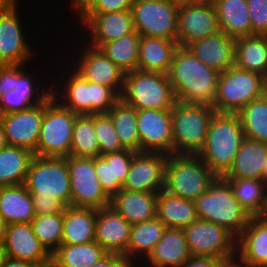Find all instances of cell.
<instances>
[{
	"label": "cell",
	"instance_id": "cell-1",
	"mask_svg": "<svg viewBox=\"0 0 267 267\" xmlns=\"http://www.w3.org/2000/svg\"><path fill=\"white\" fill-rule=\"evenodd\" d=\"M53 67V97L77 115L107 113L120 99L113 88L86 80L60 54Z\"/></svg>",
	"mask_w": 267,
	"mask_h": 267
},
{
	"label": "cell",
	"instance_id": "cell-2",
	"mask_svg": "<svg viewBox=\"0 0 267 267\" xmlns=\"http://www.w3.org/2000/svg\"><path fill=\"white\" fill-rule=\"evenodd\" d=\"M167 75L178 102L213 106L220 72L205 65L188 47L176 48Z\"/></svg>",
	"mask_w": 267,
	"mask_h": 267
},
{
	"label": "cell",
	"instance_id": "cell-3",
	"mask_svg": "<svg viewBox=\"0 0 267 267\" xmlns=\"http://www.w3.org/2000/svg\"><path fill=\"white\" fill-rule=\"evenodd\" d=\"M26 6H27V3L25 6L23 4V6L0 11V65L31 64L34 61H37L38 58H40L42 54H44L45 46L43 47V49H42V46L47 43L46 40L48 39V41L50 42L51 40L49 39H52L53 41V38H51L52 37L51 33L50 35L48 34L44 38L43 37L41 39L38 38L41 35L46 33L45 28L48 27L46 26L48 25L46 24V22H48L49 20L46 21L44 18L43 19L41 18V20H39V22L37 23L39 27L37 29L36 26L33 28V24H32L34 23L32 20H34L35 17H33V19L28 21V25L30 24V26L27 25V20H28L27 18L22 19V18H25V15H24L25 13L27 14L26 16H28L29 14L27 13V11L25 12V10L29 11V9H26ZM29 22H32V23H29ZM31 24H32V27H31ZM31 28L32 30L36 29V33H37V30L39 31L40 29L39 33H37L38 35L35 34V30H33L34 31L33 33V31H31ZM41 30L43 32L42 34H40ZM34 35L35 36L37 35L36 37L38 39L33 37ZM42 39L43 40L45 39V40L43 41ZM38 40L43 41L40 43V46H39L40 49L38 46H36V45H39V43L37 42Z\"/></svg>",
	"mask_w": 267,
	"mask_h": 267
},
{
	"label": "cell",
	"instance_id": "cell-4",
	"mask_svg": "<svg viewBox=\"0 0 267 267\" xmlns=\"http://www.w3.org/2000/svg\"><path fill=\"white\" fill-rule=\"evenodd\" d=\"M65 28V32L68 34L63 32L60 36V33H58V38L55 35L53 37L54 42L61 38V41L57 45L59 53H61L60 56L86 80L109 86L121 95L124 86L125 72L115 65L100 49L88 45L76 33H73V31L67 27ZM63 34L65 35L64 37H62ZM66 36H69V38H65Z\"/></svg>",
	"mask_w": 267,
	"mask_h": 267
},
{
	"label": "cell",
	"instance_id": "cell-5",
	"mask_svg": "<svg viewBox=\"0 0 267 267\" xmlns=\"http://www.w3.org/2000/svg\"><path fill=\"white\" fill-rule=\"evenodd\" d=\"M244 138L237 113L215 112L205 143L197 155L217 176H223L232 166Z\"/></svg>",
	"mask_w": 267,
	"mask_h": 267
},
{
	"label": "cell",
	"instance_id": "cell-6",
	"mask_svg": "<svg viewBox=\"0 0 267 267\" xmlns=\"http://www.w3.org/2000/svg\"><path fill=\"white\" fill-rule=\"evenodd\" d=\"M194 203L198 219L219 224L236 238L246 228L251 218L239 205L229 181L223 176H216L207 191Z\"/></svg>",
	"mask_w": 267,
	"mask_h": 267
},
{
	"label": "cell",
	"instance_id": "cell-7",
	"mask_svg": "<svg viewBox=\"0 0 267 267\" xmlns=\"http://www.w3.org/2000/svg\"><path fill=\"white\" fill-rule=\"evenodd\" d=\"M216 176L198 155L168 154L164 190L171 195L195 201L207 191Z\"/></svg>",
	"mask_w": 267,
	"mask_h": 267
},
{
	"label": "cell",
	"instance_id": "cell-8",
	"mask_svg": "<svg viewBox=\"0 0 267 267\" xmlns=\"http://www.w3.org/2000/svg\"><path fill=\"white\" fill-rule=\"evenodd\" d=\"M120 99L137 110L172 109L177 102L167 74L139 70L125 73Z\"/></svg>",
	"mask_w": 267,
	"mask_h": 267
},
{
	"label": "cell",
	"instance_id": "cell-9",
	"mask_svg": "<svg viewBox=\"0 0 267 267\" xmlns=\"http://www.w3.org/2000/svg\"><path fill=\"white\" fill-rule=\"evenodd\" d=\"M214 113L215 109L209 105L177 101L172 108L173 154L197 155L205 143Z\"/></svg>",
	"mask_w": 267,
	"mask_h": 267
},
{
	"label": "cell",
	"instance_id": "cell-10",
	"mask_svg": "<svg viewBox=\"0 0 267 267\" xmlns=\"http://www.w3.org/2000/svg\"><path fill=\"white\" fill-rule=\"evenodd\" d=\"M266 85L263 75L230 67L220 72L212 107L218 113H238L251 100L263 96Z\"/></svg>",
	"mask_w": 267,
	"mask_h": 267
},
{
	"label": "cell",
	"instance_id": "cell-11",
	"mask_svg": "<svg viewBox=\"0 0 267 267\" xmlns=\"http://www.w3.org/2000/svg\"><path fill=\"white\" fill-rule=\"evenodd\" d=\"M76 117L77 114L64 107L51 94L45 100V112L37 143V156H70Z\"/></svg>",
	"mask_w": 267,
	"mask_h": 267
},
{
	"label": "cell",
	"instance_id": "cell-12",
	"mask_svg": "<svg viewBox=\"0 0 267 267\" xmlns=\"http://www.w3.org/2000/svg\"><path fill=\"white\" fill-rule=\"evenodd\" d=\"M24 185L30 194L53 196L71 206V187L66 157H42L31 160Z\"/></svg>",
	"mask_w": 267,
	"mask_h": 267
},
{
	"label": "cell",
	"instance_id": "cell-13",
	"mask_svg": "<svg viewBox=\"0 0 267 267\" xmlns=\"http://www.w3.org/2000/svg\"><path fill=\"white\" fill-rule=\"evenodd\" d=\"M69 26L84 42L98 49L104 43L115 41L135 31L131 10L81 14Z\"/></svg>",
	"mask_w": 267,
	"mask_h": 267
},
{
	"label": "cell",
	"instance_id": "cell-14",
	"mask_svg": "<svg viewBox=\"0 0 267 267\" xmlns=\"http://www.w3.org/2000/svg\"><path fill=\"white\" fill-rule=\"evenodd\" d=\"M178 8L172 0H133L135 31L141 36L176 40Z\"/></svg>",
	"mask_w": 267,
	"mask_h": 267
},
{
	"label": "cell",
	"instance_id": "cell-15",
	"mask_svg": "<svg viewBox=\"0 0 267 267\" xmlns=\"http://www.w3.org/2000/svg\"><path fill=\"white\" fill-rule=\"evenodd\" d=\"M71 187V206L103 208L110 197L103 190L94 168V157H66Z\"/></svg>",
	"mask_w": 267,
	"mask_h": 267
},
{
	"label": "cell",
	"instance_id": "cell-16",
	"mask_svg": "<svg viewBox=\"0 0 267 267\" xmlns=\"http://www.w3.org/2000/svg\"><path fill=\"white\" fill-rule=\"evenodd\" d=\"M183 231L192 256L225 259L236 254L237 238L219 224L197 219Z\"/></svg>",
	"mask_w": 267,
	"mask_h": 267
},
{
	"label": "cell",
	"instance_id": "cell-17",
	"mask_svg": "<svg viewBox=\"0 0 267 267\" xmlns=\"http://www.w3.org/2000/svg\"><path fill=\"white\" fill-rule=\"evenodd\" d=\"M219 31L216 10L211 0L179 6L176 38L178 46L187 47L190 43Z\"/></svg>",
	"mask_w": 267,
	"mask_h": 267
},
{
	"label": "cell",
	"instance_id": "cell-18",
	"mask_svg": "<svg viewBox=\"0 0 267 267\" xmlns=\"http://www.w3.org/2000/svg\"><path fill=\"white\" fill-rule=\"evenodd\" d=\"M167 156L162 152H136L122 189L151 193L162 191L165 187Z\"/></svg>",
	"mask_w": 267,
	"mask_h": 267
},
{
	"label": "cell",
	"instance_id": "cell-19",
	"mask_svg": "<svg viewBox=\"0 0 267 267\" xmlns=\"http://www.w3.org/2000/svg\"><path fill=\"white\" fill-rule=\"evenodd\" d=\"M140 152L173 154L172 109L137 110Z\"/></svg>",
	"mask_w": 267,
	"mask_h": 267
},
{
	"label": "cell",
	"instance_id": "cell-20",
	"mask_svg": "<svg viewBox=\"0 0 267 267\" xmlns=\"http://www.w3.org/2000/svg\"><path fill=\"white\" fill-rule=\"evenodd\" d=\"M45 101L28 109L0 116L8 145L25 147L37 155V143Z\"/></svg>",
	"mask_w": 267,
	"mask_h": 267
},
{
	"label": "cell",
	"instance_id": "cell-21",
	"mask_svg": "<svg viewBox=\"0 0 267 267\" xmlns=\"http://www.w3.org/2000/svg\"><path fill=\"white\" fill-rule=\"evenodd\" d=\"M3 248L6 257L51 267V254L35 236L31 223L8 224Z\"/></svg>",
	"mask_w": 267,
	"mask_h": 267
},
{
	"label": "cell",
	"instance_id": "cell-22",
	"mask_svg": "<svg viewBox=\"0 0 267 267\" xmlns=\"http://www.w3.org/2000/svg\"><path fill=\"white\" fill-rule=\"evenodd\" d=\"M50 44H53L52 46L55 48V50ZM45 46H49L50 48L47 47V49H45L46 51L43 54L44 56L42 55V59L38 58L37 61H34L31 64L14 65V85L13 90H10L9 93L52 94V68L54 65V58L57 57L56 55L59 54V49L57 46L55 47L54 43L51 42L49 44H46ZM54 51L56 53H53ZM43 59L45 61H43ZM36 63L39 65H37ZM39 66L41 68H39ZM44 68H46V70Z\"/></svg>",
	"mask_w": 267,
	"mask_h": 267
},
{
	"label": "cell",
	"instance_id": "cell-23",
	"mask_svg": "<svg viewBox=\"0 0 267 267\" xmlns=\"http://www.w3.org/2000/svg\"><path fill=\"white\" fill-rule=\"evenodd\" d=\"M132 225L112 207L97 209L95 241L108 254H118L126 258Z\"/></svg>",
	"mask_w": 267,
	"mask_h": 267
},
{
	"label": "cell",
	"instance_id": "cell-24",
	"mask_svg": "<svg viewBox=\"0 0 267 267\" xmlns=\"http://www.w3.org/2000/svg\"><path fill=\"white\" fill-rule=\"evenodd\" d=\"M191 257L183 229L167 227L162 238L137 267H180Z\"/></svg>",
	"mask_w": 267,
	"mask_h": 267
},
{
	"label": "cell",
	"instance_id": "cell-25",
	"mask_svg": "<svg viewBox=\"0 0 267 267\" xmlns=\"http://www.w3.org/2000/svg\"><path fill=\"white\" fill-rule=\"evenodd\" d=\"M205 65L219 72L234 66L235 39L219 31L187 46Z\"/></svg>",
	"mask_w": 267,
	"mask_h": 267
},
{
	"label": "cell",
	"instance_id": "cell-26",
	"mask_svg": "<svg viewBox=\"0 0 267 267\" xmlns=\"http://www.w3.org/2000/svg\"><path fill=\"white\" fill-rule=\"evenodd\" d=\"M236 253L252 267H267V215L250 218L237 237Z\"/></svg>",
	"mask_w": 267,
	"mask_h": 267
},
{
	"label": "cell",
	"instance_id": "cell-27",
	"mask_svg": "<svg viewBox=\"0 0 267 267\" xmlns=\"http://www.w3.org/2000/svg\"><path fill=\"white\" fill-rule=\"evenodd\" d=\"M157 193L121 189L110 198V207L131 225L156 216Z\"/></svg>",
	"mask_w": 267,
	"mask_h": 267
},
{
	"label": "cell",
	"instance_id": "cell-28",
	"mask_svg": "<svg viewBox=\"0 0 267 267\" xmlns=\"http://www.w3.org/2000/svg\"><path fill=\"white\" fill-rule=\"evenodd\" d=\"M177 47V40L141 36L137 70L168 74Z\"/></svg>",
	"mask_w": 267,
	"mask_h": 267
},
{
	"label": "cell",
	"instance_id": "cell-29",
	"mask_svg": "<svg viewBox=\"0 0 267 267\" xmlns=\"http://www.w3.org/2000/svg\"><path fill=\"white\" fill-rule=\"evenodd\" d=\"M97 208L66 206L61 244L79 245L95 241Z\"/></svg>",
	"mask_w": 267,
	"mask_h": 267
},
{
	"label": "cell",
	"instance_id": "cell-30",
	"mask_svg": "<svg viewBox=\"0 0 267 267\" xmlns=\"http://www.w3.org/2000/svg\"><path fill=\"white\" fill-rule=\"evenodd\" d=\"M166 228V225L157 216L132 225L126 259L134 267H137L162 238Z\"/></svg>",
	"mask_w": 267,
	"mask_h": 267
},
{
	"label": "cell",
	"instance_id": "cell-31",
	"mask_svg": "<svg viewBox=\"0 0 267 267\" xmlns=\"http://www.w3.org/2000/svg\"><path fill=\"white\" fill-rule=\"evenodd\" d=\"M267 158V144L244 138L232 166L224 178H263V163Z\"/></svg>",
	"mask_w": 267,
	"mask_h": 267
},
{
	"label": "cell",
	"instance_id": "cell-32",
	"mask_svg": "<svg viewBox=\"0 0 267 267\" xmlns=\"http://www.w3.org/2000/svg\"><path fill=\"white\" fill-rule=\"evenodd\" d=\"M217 14L219 29L231 38L252 36L247 0H211Z\"/></svg>",
	"mask_w": 267,
	"mask_h": 267
},
{
	"label": "cell",
	"instance_id": "cell-33",
	"mask_svg": "<svg viewBox=\"0 0 267 267\" xmlns=\"http://www.w3.org/2000/svg\"><path fill=\"white\" fill-rule=\"evenodd\" d=\"M0 212L8 224L31 223L36 213L24 184L0 186Z\"/></svg>",
	"mask_w": 267,
	"mask_h": 267
},
{
	"label": "cell",
	"instance_id": "cell-34",
	"mask_svg": "<svg viewBox=\"0 0 267 267\" xmlns=\"http://www.w3.org/2000/svg\"><path fill=\"white\" fill-rule=\"evenodd\" d=\"M234 66L267 78V36L252 35L235 39Z\"/></svg>",
	"mask_w": 267,
	"mask_h": 267
},
{
	"label": "cell",
	"instance_id": "cell-35",
	"mask_svg": "<svg viewBox=\"0 0 267 267\" xmlns=\"http://www.w3.org/2000/svg\"><path fill=\"white\" fill-rule=\"evenodd\" d=\"M156 216L172 228H185L198 219L195 203L167 193L164 189L157 193Z\"/></svg>",
	"mask_w": 267,
	"mask_h": 267
},
{
	"label": "cell",
	"instance_id": "cell-36",
	"mask_svg": "<svg viewBox=\"0 0 267 267\" xmlns=\"http://www.w3.org/2000/svg\"><path fill=\"white\" fill-rule=\"evenodd\" d=\"M239 205L251 216L267 215V184L263 179L225 178Z\"/></svg>",
	"mask_w": 267,
	"mask_h": 267
},
{
	"label": "cell",
	"instance_id": "cell-37",
	"mask_svg": "<svg viewBox=\"0 0 267 267\" xmlns=\"http://www.w3.org/2000/svg\"><path fill=\"white\" fill-rule=\"evenodd\" d=\"M107 254L96 241L79 245L61 244L51 254V267H91Z\"/></svg>",
	"mask_w": 267,
	"mask_h": 267
},
{
	"label": "cell",
	"instance_id": "cell-38",
	"mask_svg": "<svg viewBox=\"0 0 267 267\" xmlns=\"http://www.w3.org/2000/svg\"><path fill=\"white\" fill-rule=\"evenodd\" d=\"M34 153L25 147L7 145L0 150V186L24 184Z\"/></svg>",
	"mask_w": 267,
	"mask_h": 267
},
{
	"label": "cell",
	"instance_id": "cell-39",
	"mask_svg": "<svg viewBox=\"0 0 267 267\" xmlns=\"http://www.w3.org/2000/svg\"><path fill=\"white\" fill-rule=\"evenodd\" d=\"M107 114L111 117L122 146L125 149L140 152L137 109L119 99Z\"/></svg>",
	"mask_w": 267,
	"mask_h": 267
},
{
	"label": "cell",
	"instance_id": "cell-40",
	"mask_svg": "<svg viewBox=\"0 0 267 267\" xmlns=\"http://www.w3.org/2000/svg\"><path fill=\"white\" fill-rule=\"evenodd\" d=\"M141 35L134 31L99 49L125 73L137 70Z\"/></svg>",
	"mask_w": 267,
	"mask_h": 267
},
{
	"label": "cell",
	"instance_id": "cell-41",
	"mask_svg": "<svg viewBox=\"0 0 267 267\" xmlns=\"http://www.w3.org/2000/svg\"><path fill=\"white\" fill-rule=\"evenodd\" d=\"M244 136L267 144V97L251 100L238 113Z\"/></svg>",
	"mask_w": 267,
	"mask_h": 267
},
{
	"label": "cell",
	"instance_id": "cell-42",
	"mask_svg": "<svg viewBox=\"0 0 267 267\" xmlns=\"http://www.w3.org/2000/svg\"><path fill=\"white\" fill-rule=\"evenodd\" d=\"M70 155L100 156L99 142L94 132V115H77L73 127Z\"/></svg>",
	"mask_w": 267,
	"mask_h": 267
},
{
	"label": "cell",
	"instance_id": "cell-43",
	"mask_svg": "<svg viewBox=\"0 0 267 267\" xmlns=\"http://www.w3.org/2000/svg\"><path fill=\"white\" fill-rule=\"evenodd\" d=\"M64 213L37 215L31 221L35 236L52 254L60 245L63 235Z\"/></svg>",
	"mask_w": 267,
	"mask_h": 267
},
{
	"label": "cell",
	"instance_id": "cell-44",
	"mask_svg": "<svg viewBox=\"0 0 267 267\" xmlns=\"http://www.w3.org/2000/svg\"><path fill=\"white\" fill-rule=\"evenodd\" d=\"M94 132L98 138L100 155L124 150L111 117L107 113L94 114Z\"/></svg>",
	"mask_w": 267,
	"mask_h": 267
},
{
	"label": "cell",
	"instance_id": "cell-45",
	"mask_svg": "<svg viewBox=\"0 0 267 267\" xmlns=\"http://www.w3.org/2000/svg\"><path fill=\"white\" fill-rule=\"evenodd\" d=\"M94 168L103 190L110 198L122 189V184L114 180L113 152L94 157Z\"/></svg>",
	"mask_w": 267,
	"mask_h": 267
},
{
	"label": "cell",
	"instance_id": "cell-46",
	"mask_svg": "<svg viewBox=\"0 0 267 267\" xmlns=\"http://www.w3.org/2000/svg\"><path fill=\"white\" fill-rule=\"evenodd\" d=\"M51 94L4 93L1 96L2 115L19 112L43 103Z\"/></svg>",
	"mask_w": 267,
	"mask_h": 267
},
{
	"label": "cell",
	"instance_id": "cell-47",
	"mask_svg": "<svg viewBox=\"0 0 267 267\" xmlns=\"http://www.w3.org/2000/svg\"><path fill=\"white\" fill-rule=\"evenodd\" d=\"M252 35L267 36V0H247Z\"/></svg>",
	"mask_w": 267,
	"mask_h": 267
},
{
	"label": "cell",
	"instance_id": "cell-48",
	"mask_svg": "<svg viewBox=\"0 0 267 267\" xmlns=\"http://www.w3.org/2000/svg\"><path fill=\"white\" fill-rule=\"evenodd\" d=\"M35 213L37 215H52L64 213L66 206L53 196H40V194H31Z\"/></svg>",
	"mask_w": 267,
	"mask_h": 267
},
{
	"label": "cell",
	"instance_id": "cell-49",
	"mask_svg": "<svg viewBox=\"0 0 267 267\" xmlns=\"http://www.w3.org/2000/svg\"><path fill=\"white\" fill-rule=\"evenodd\" d=\"M133 0H94L82 14H103L114 11H130Z\"/></svg>",
	"mask_w": 267,
	"mask_h": 267
},
{
	"label": "cell",
	"instance_id": "cell-50",
	"mask_svg": "<svg viewBox=\"0 0 267 267\" xmlns=\"http://www.w3.org/2000/svg\"><path fill=\"white\" fill-rule=\"evenodd\" d=\"M135 153V151L129 149L113 152L114 180H118L122 185L125 182Z\"/></svg>",
	"mask_w": 267,
	"mask_h": 267
},
{
	"label": "cell",
	"instance_id": "cell-51",
	"mask_svg": "<svg viewBox=\"0 0 267 267\" xmlns=\"http://www.w3.org/2000/svg\"><path fill=\"white\" fill-rule=\"evenodd\" d=\"M65 1H67V3ZM65 1H64V3L66 4L65 8H67L68 6L69 7L65 10L64 6H62V8L59 6L60 9L57 10L60 12L59 13L60 15H62L63 13H66V15H67V16L66 15L64 16V14H63V17H64L63 23L60 22V19L57 21V22H59V24L61 23L60 25L57 26L58 30L62 26H64L65 24L68 28V24L69 25L72 24V22H74L94 2V0H65ZM62 9L64 10L63 12L61 11ZM61 12H62V14H61ZM68 16H70V17L72 16V17L70 18ZM66 17H67V19H66ZM69 21H70V23H68ZM59 26H60V28H59Z\"/></svg>",
	"mask_w": 267,
	"mask_h": 267
},
{
	"label": "cell",
	"instance_id": "cell-52",
	"mask_svg": "<svg viewBox=\"0 0 267 267\" xmlns=\"http://www.w3.org/2000/svg\"><path fill=\"white\" fill-rule=\"evenodd\" d=\"M14 65H0V92L2 94L13 90Z\"/></svg>",
	"mask_w": 267,
	"mask_h": 267
},
{
	"label": "cell",
	"instance_id": "cell-53",
	"mask_svg": "<svg viewBox=\"0 0 267 267\" xmlns=\"http://www.w3.org/2000/svg\"><path fill=\"white\" fill-rule=\"evenodd\" d=\"M91 267H134L124 256L107 254L99 262Z\"/></svg>",
	"mask_w": 267,
	"mask_h": 267
},
{
	"label": "cell",
	"instance_id": "cell-54",
	"mask_svg": "<svg viewBox=\"0 0 267 267\" xmlns=\"http://www.w3.org/2000/svg\"><path fill=\"white\" fill-rule=\"evenodd\" d=\"M221 259L214 257L192 256L180 267H219Z\"/></svg>",
	"mask_w": 267,
	"mask_h": 267
},
{
	"label": "cell",
	"instance_id": "cell-55",
	"mask_svg": "<svg viewBox=\"0 0 267 267\" xmlns=\"http://www.w3.org/2000/svg\"><path fill=\"white\" fill-rule=\"evenodd\" d=\"M219 267H252V266L236 253L235 255L229 258L221 259Z\"/></svg>",
	"mask_w": 267,
	"mask_h": 267
},
{
	"label": "cell",
	"instance_id": "cell-56",
	"mask_svg": "<svg viewBox=\"0 0 267 267\" xmlns=\"http://www.w3.org/2000/svg\"><path fill=\"white\" fill-rule=\"evenodd\" d=\"M1 267H41L39 264L6 257Z\"/></svg>",
	"mask_w": 267,
	"mask_h": 267
},
{
	"label": "cell",
	"instance_id": "cell-57",
	"mask_svg": "<svg viewBox=\"0 0 267 267\" xmlns=\"http://www.w3.org/2000/svg\"><path fill=\"white\" fill-rule=\"evenodd\" d=\"M21 2L22 0H0V11L22 6Z\"/></svg>",
	"mask_w": 267,
	"mask_h": 267
},
{
	"label": "cell",
	"instance_id": "cell-58",
	"mask_svg": "<svg viewBox=\"0 0 267 267\" xmlns=\"http://www.w3.org/2000/svg\"><path fill=\"white\" fill-rule=\"evenodd\" d=\"M8 223L3 219L0 212V245L4 244Z\"/></svg>",
	"mask_w": 267,
	"mask_h": 267
},
{
	"label": "cell",
	"instance_id": "cell-59",
	"mask_svg": "<svg viewBox=\"0 0 267 267\" xmlns=\"http://www.w3.org/2000/svg\"><path fill=\"white\" fill-rule=\"evenodd\" d=\"M8 145V141L5 135L4 127L0 122V150Z\"/></svg>",
	"mask_w": 267,
	"mask_h": 267
},
{
	"label": "cell",
	"instance_id": "cell-60",
	"mask_svg": "<svg viewBox=\"0 0 267 267\" xmlns=\"http://www.w3.org/2000/svg\"><path fill=\"white\" fill-rule=\"evenodd\" d=\"M175 4L178 6L184 5V4H196V3H202L209 0H172Z\"/></svg>",
	"mask_w": 267,
	"mask_h": 267
},
{
	"label": "cell",
	"instance_id": "cell-61",
	"mask_svg": "<svg viewBox=\"0 0 267 267\" xmlns=\"http://www.w3.org/2000/svg\"><path fill=\"white\" fill-rule=\"evenodd\" d=\"M5 258H6L5 250L3 248V245H0V267L2 266Z\"/></svg>",
	"mask_w": 267,
	"mask_h": 267
},
{
	"label": "cell",
	"instance_id": "cell-62",
	"mask_svg": "<svg viewBox=\"0 0 267 267\" xmlns=\"http://www.w3.org/2000/svg\"><path fill=\"white\" fill-rule=\"evenodd\" d=\"M263 181L267 184V158L263 163Z\"/></svg>",
	"mask_w": 267,
	"mask_h": 267
},
{
	"label": "cell",
	"instance_id": "cell-63",
	"mask_svg": "<svg viewBox=\"0 0 267 267\" xmlns=\"http://www.w3.org/2000/svg\"><path fill=\"white\" fill-rule=\"evenodd\" d=\"M1 96H2V93L0 92V116L2 115Z\"/></svg>",
	"mask_w": 267,
	"mask_h": 267
},
{
	"label": "cell",
	"instance_id": "cell-64",
	"mask_svg": "<svg viewBox=\"0 0 267 267\" xmlns=\"http://www.w3.org/2000/svg\"><path fill=\"white\" fill-rule=\"evenodd\" d=\"M264 95L267 97V85H266V88H265Z\"/></svg>",
	"mask_w": 267,
	"mask_h": 267
}]
</instances>
